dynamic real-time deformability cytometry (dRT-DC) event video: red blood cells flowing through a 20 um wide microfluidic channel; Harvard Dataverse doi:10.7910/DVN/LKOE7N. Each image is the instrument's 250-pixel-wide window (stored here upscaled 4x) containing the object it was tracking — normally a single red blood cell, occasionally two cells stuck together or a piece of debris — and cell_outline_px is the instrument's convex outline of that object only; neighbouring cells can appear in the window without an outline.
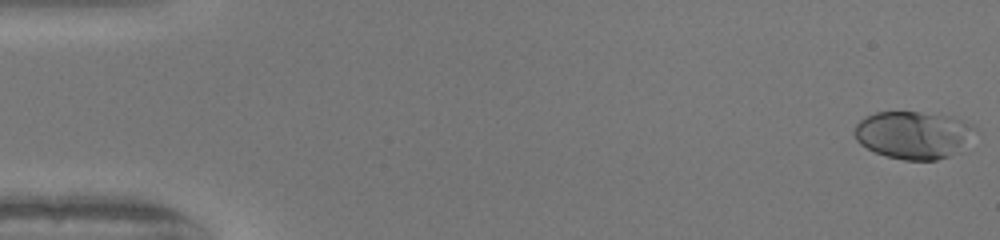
{"species": "human", "species_latin": "Homo sapiens", "temperature_condition": "warm", "stored_images_in_passage": 51, "camera_frame_rate_fps": 3000, "um_per_image_px": 0.085, "donor": {"sex": "female"}, "frame": {"image": 1, "passage_image": 1, "time_ms": 0.0, "image_size_px": [1000, 240], "cell_outline_px": [[972, 128], [948, 156], [936, 160], [904, 160], [888, 156], [876, 152], [860, 144], [856, 140], [856, 124], [860, 120], [876, 112], [916, 112], [952, 116], [972, 124]], "centroid_in_image_um": [77.49, 11.44], "position_along_channel_um": 7.5, "area_um2": 31.85}}
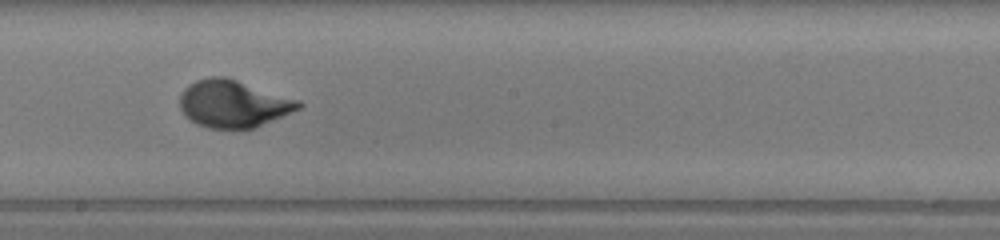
{"frame": {"image": 2, "passage_image": 29, "time_ms": 9.333, "image_size_px": [1000, 240], "cell_outline_px": [[304, 104], [300, 108], [252, 128], [208, 128], [196, 124], [180, 108], [180, 92], [188, 84], [196, 80], [208, 76], [224, 76], [300, 100]], "centroid_in_image_um": [19.8, 8.79], "position_along_channel_um": 228.4, "area_um2": 32.37}}
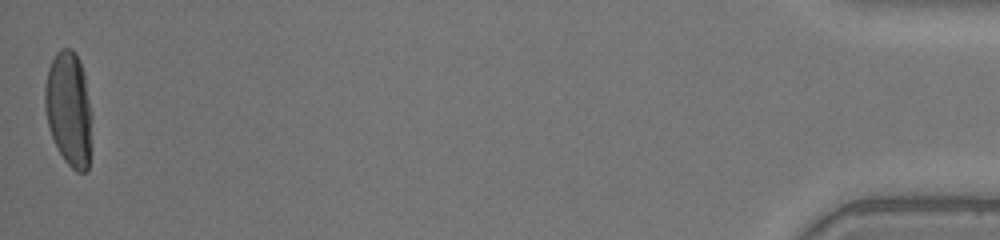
{"frame": {"image": 3, "passage_image": 51, "time_ms": 16.667, "image_size_px": [1000, 240], "cell_outline_px": [[92, 120], [88, 168], [84, 172], [76, 172], [64, 160], [52, 136], [48, 124], [44, 104], [44, 88], [48, 68], [56, 52], [60, 48], [72, 48], [76, 52], [80, 60], [84, 72], [92, 112]], "centroid_in_image_um": [5.86, 9.21], "position_along_channel_um": 429.3, "area_um2": 31.67}, "authors_computed_cell_mechanics": {"area_um2": 31.501, "velocity_mm_per_s": 4.0922, "shape_relaxation_time_tau1_ms": 3.3247, "shape_relaxation_time_tau2_ms": null, "deformation_change_tau1": 0.2011, "deformation_change_tau2": null}}